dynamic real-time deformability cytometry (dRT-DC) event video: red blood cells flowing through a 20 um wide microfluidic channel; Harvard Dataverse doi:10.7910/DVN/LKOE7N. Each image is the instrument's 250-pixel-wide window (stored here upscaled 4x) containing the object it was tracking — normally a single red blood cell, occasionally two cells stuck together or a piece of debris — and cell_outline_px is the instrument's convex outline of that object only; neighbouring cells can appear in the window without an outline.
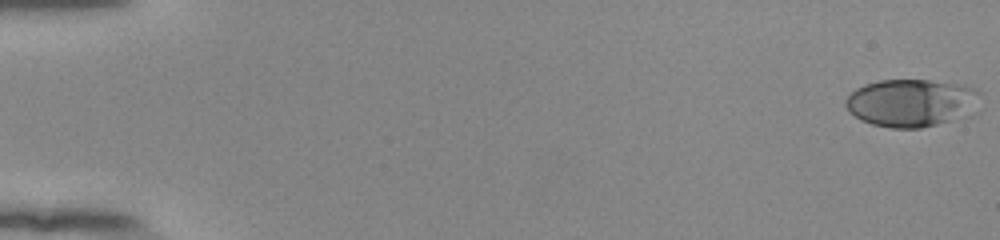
{"species": "human", "species_latin": "Homo sapiens", "temperature_condition": "room temperature", "stored_images_in_passage": 54, "camera_frame_rate_fps": 3000, "um_per_image_px": 0.085, "donor": {"sex": "female"}, "frame": {"image": 1, "passage_image": 1, "time_ms": 0.0, "image_size_px": [1000, 240], "cell_outline_px": [[980, 112], [972, 116], [920, 128], [892, 128], [872, 124], [860, 120], [848, 112], [844, 104], [844, 100], [856, 88], [864, 84], [880, 80], [928, 80], [964, 84], [976, 88], [980, 92]], "centroid_in_image_um": [77.56, 8.75], "position_along_channel_um": 7.4, "area_um2": 38.55}}
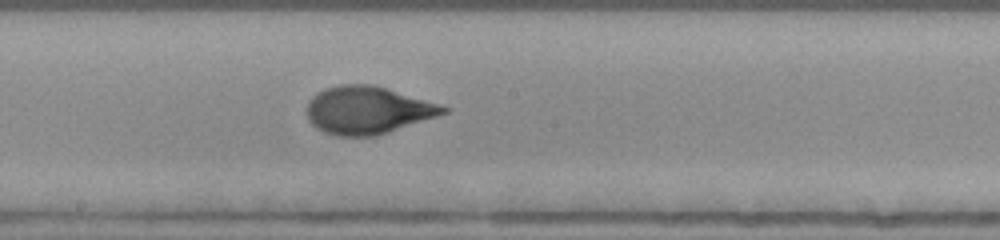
{"frame": {"image": 2, "passage_image": 31, "time_ms": 10.0, "image_size_px": [1000, 240], "cell_outline_px": [[452, 108], [448, 112], [388, 132], [372, 136], [336, 136], [324, 132], [316, 128], [308, 120], [308, 100], [316, 92], [324, 88], [340, 84], [372, 84], [440, 104]], "centroid_in_image_um": [31.22, 9.35], "position_along_channel_um": 217.0, "area_um2": 37.74}}
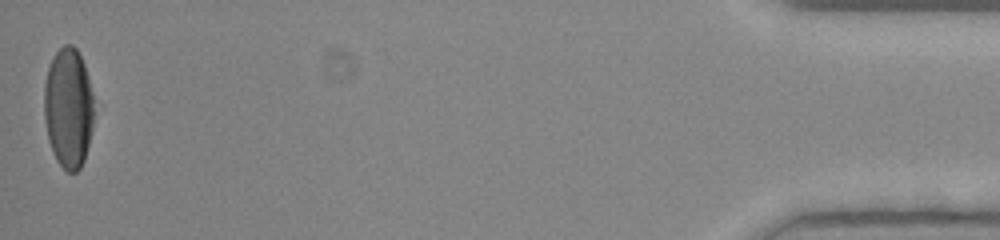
{"frame": {"image": 3, "passage_image": 54, "time_ms": 17.667, "image_size_px": [1000, 240], "cell_outline_px": [[92, 128], [84, 160], [80, 168], [76, 172], [68, 172], [56, 160], [52, 152], [48, 140], [44, 120], [44, 84], [48, 68], [56, 52], [64, 44], [72, 44], [76, 48], [84, 64], [92, 92]], "centroid_in_image_um": [5.79, 9.18], "position_along_channel_um": 429.4, "area_um2": 34.74}, "authors_computed_cell_mechanics": {"area_um2": 37.0498, "velocity_mm_per_s": 3.8938, "shape_relaxation_time_tau1_ms": 3.9021, "shape_relaxation_time_tau2_ms": null, "deformation_change_tau1": 0.1982, "deformation_change_tau2": null}}